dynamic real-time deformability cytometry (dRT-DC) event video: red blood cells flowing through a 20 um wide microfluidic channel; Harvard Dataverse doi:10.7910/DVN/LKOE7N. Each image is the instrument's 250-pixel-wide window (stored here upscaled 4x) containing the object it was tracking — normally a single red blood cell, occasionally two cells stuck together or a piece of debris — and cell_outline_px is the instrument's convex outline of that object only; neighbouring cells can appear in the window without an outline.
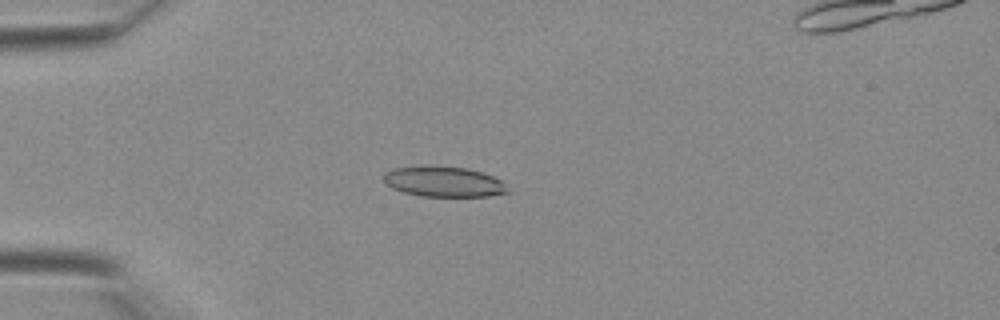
{"species": "Egyptian fruit bat (a non-hibernating species)", "species_latin": "Rousettus aegyptiacus", "temperature_condition": "warm", "stored_images_in_passage": 42, "segment_of_instrument_passage": [1, 2], "camera_frame_rate_fps": 3000, "um_per_image_px": 0.085, "animal": {"sex": "female"}, "frame": {"image": 1, "passage_image": 11, "time_ms": 3.333, "image_size_px": [1000, 320], "cell_outline_px": [[508, 192], [488, 196], [420, 196], [404, 192], [392, 188], [384, 180], [384, 172], [392, 168], [424, 164], [432, 164], [468, 168], [492, 176], [500, 180], [504, 184]], "centroid_in_image_um": [37.65, 15.41], "position_along_channel_um": 47.4, "area_um2": 22.2}}
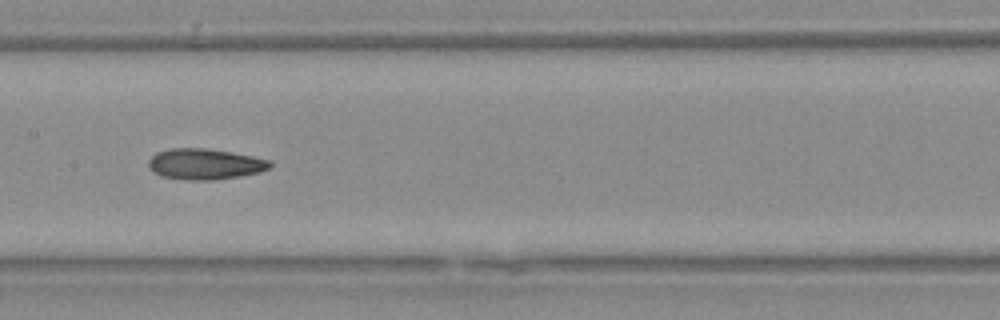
{"frame": {"image": 2, "passage_image": 21, "time_ms": 6.667, "image_size_px": [1000, 320], "cell_outline_px": [[272, 164], [268, 168], [260, 172], [240, 176], [212, 180], [188, 180], [160, 176], [152, 172], [148, 168], [148, 160], [156, 152], [168, 148], [208, 148], [232, 152], [272, 160]], "centroid_in_image_um": [17.38, 13.94], "position_along_channel_um": 190.0, "area_um2": 22.08}}
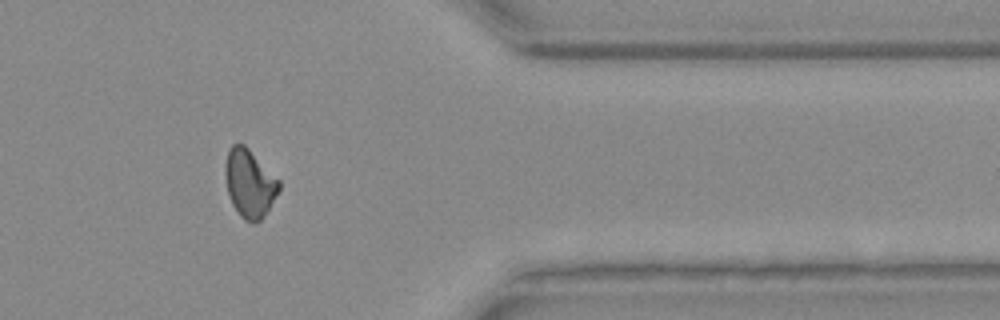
{"frame": {"image": 3, "passage_image": 34, "time_ms": 11.0, "image_size_px": [1000, 320], "cell_outline_px": [[280, 188], [264, 216], [256, 224], [252, 224], [244, 220], [240, 216], [232, 204], [228, 192], [224, 172], [224, 164], [228, 152], [232, 144], [244, 144], [280, 180]], "centroid_in_image_um": [21.2, 15.6], "position_along_channel_um": 390.2, "area_um2": 21.33}}